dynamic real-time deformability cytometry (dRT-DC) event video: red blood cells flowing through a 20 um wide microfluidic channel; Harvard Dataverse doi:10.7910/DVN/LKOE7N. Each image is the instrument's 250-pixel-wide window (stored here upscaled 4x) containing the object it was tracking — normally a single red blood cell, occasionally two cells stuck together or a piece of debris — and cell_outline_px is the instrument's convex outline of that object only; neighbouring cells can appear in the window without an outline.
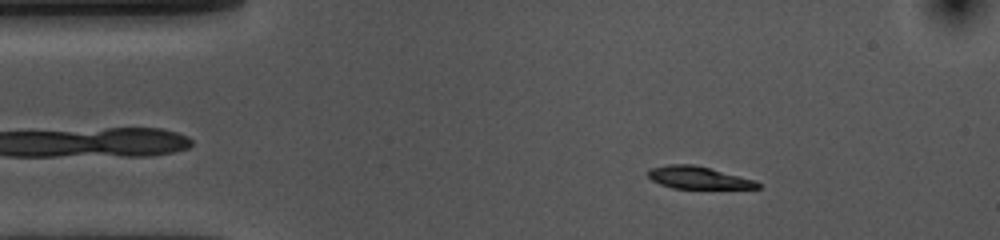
{"species": "common noctule bat (a hibernating species)", "species_latin": "Nyctalus noctula", "temperature_condition": "cold", "stored_images_in_passage": 53, "camera_frame_rate_fps": 3000, "um_per_image_px": 0.085, "animal": {"sex": "female", "body_mass_g": 10.0, "forearm_length_mm": 53.1}, "frame": {"image": 1, "passage_image": 7, "time_ms": 2.0, "image_size_px": [1000, 240], "cell_outline_px": [[760, 188], [672, 188], [660, 184], [652, 180], [648, 176], [648, 168], [668, 164], [692, 164], [756, 180], [760, 184]], "centroid_in_image_um": [59.31, 15.09], "position_along_channel_um": 25.7, "area_um2": 14.1}}
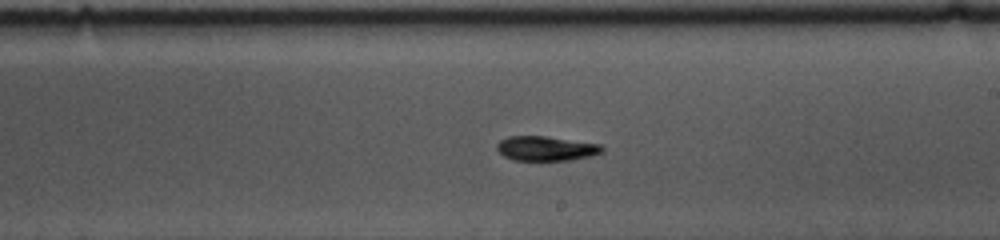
{"frame": {"image": 2, "passage_image": 29, "time_ms": 9.333, "image_size_px": [1000, 240], "cell_outline_px": [[604, 152], [588, 156], [568, 160], [512, 160], [504, 156], [496, 148], [496, 144], [500, 140], [508, 136], [544, 136], [600, 144], [604, 148]], "centroid_in_image_um": [46.38, 12.61], "position_along_channel_um": 242.6, "area_um2": 14.97}}
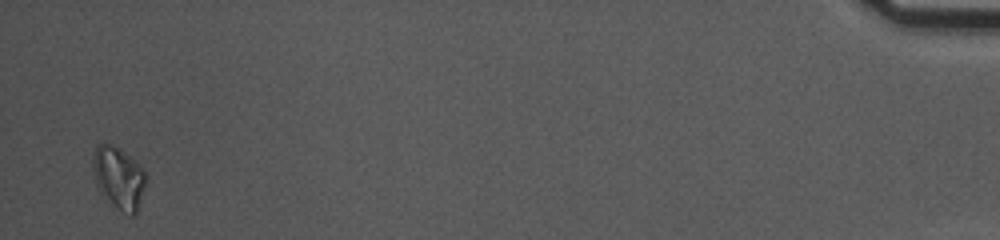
{"frame": {"image": 3, "passage_image": 52, "time_ms": 17.0, "image_size_px": [1000, 240], "cell_outline_px": [[144, 184], [136, 212], [132, 216], [120, 208], [100, 192], [96, 184], [92, 172], [92, 152], [96, 144], [112, 144], [120, 148], [132, 156], [140, 164], [144, 172]], "centroid_in_image_um": [10.03, 15.0], "position_along_channel_um": 425.2, "area_um2": 18.84}, "authors_computed_cell_mechanics": {"area_um2": 15.0858, "velocity_mm_per_s": 3.6058, "shape_relaxation_time_tau1_ms": 2.7906, "shape_relaxation_time_tau2_ms": 5.134, "deformation_change_tau1": 0.125, "deformation_change_tau2": 0.1037}}